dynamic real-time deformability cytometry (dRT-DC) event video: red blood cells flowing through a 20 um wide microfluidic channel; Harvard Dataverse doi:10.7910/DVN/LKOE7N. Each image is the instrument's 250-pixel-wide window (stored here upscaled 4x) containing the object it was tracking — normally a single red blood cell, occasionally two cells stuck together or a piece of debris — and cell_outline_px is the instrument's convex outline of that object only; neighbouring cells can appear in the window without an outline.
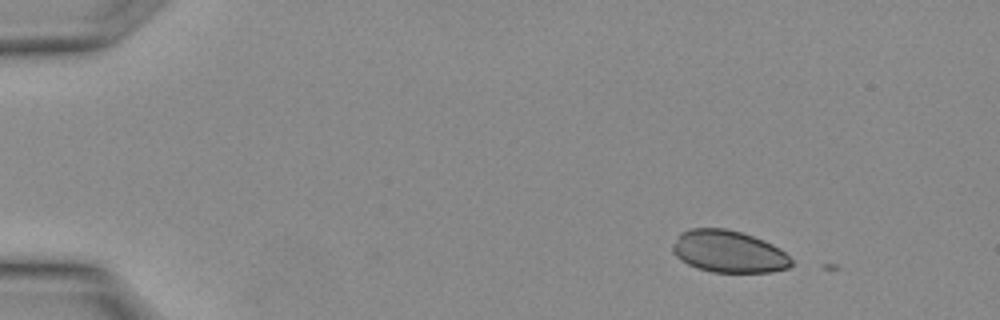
{"species": "Egyptian fruit bat (a non-hibernating species)", "species_latin": "Rousettus aegyptiacus", "temperature_condition": "warm", "stored_images_in_passage": 2, "camera_frame_rate_fps": 3000, "um_per_image_px": 0.085, "animal": {"sex": "female"}, "frame": {"image": 1, "passage_image": 1, "time_ms": 0.0, "image_size_px": [1000, 320], "cell_outline_px": [[792, 264], [788, 268], [772, 272], [712, 272], [696, 268], [680, 260], [672, 252], [672, 244], [684, 232], [692, 228], [724, 228], [740, 232], [764, 240], [780, 248], [792, 260]], "centroid_in_image_um": [61.94, 21.39], "position_along_channel_um": 23.1, "area_um2": 28.96}}